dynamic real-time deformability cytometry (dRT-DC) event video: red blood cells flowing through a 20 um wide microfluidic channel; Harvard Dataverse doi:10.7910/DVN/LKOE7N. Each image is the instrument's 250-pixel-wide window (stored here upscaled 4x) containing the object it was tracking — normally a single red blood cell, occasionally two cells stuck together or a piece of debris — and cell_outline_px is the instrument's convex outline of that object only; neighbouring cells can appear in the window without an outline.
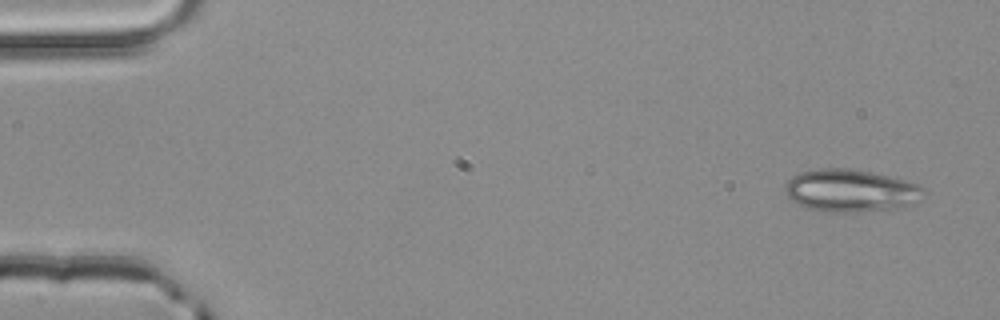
{"species": "common noctule bat (a hibernating species)", "species_latin": "Nyctalus noctula", "temperature_condition": "room temperature", "stored_images_in_passage": 4, "camera_frame_rate_fps": 3000, "um_per_image_px": 0.085, "animal": {"sex": "male", "body_mass_g": 20.4}, "frame": {"image": 1, "passage_image": 1, "time_ms": 0.0, "image_size_px": [1000, 320], "cell_outline_px": [[928, 192], [920, 200], [912, 204], [900, 208], [844, 212], [832, 212], [808, 208], [796, 204], [784, 192], [784, 184], [792, 176], [800, 172], [820, 168], [848, 168], [872, 172], [908, 180], [920, 184]], "centroid_in_image_um": [72.35, 16.19], "position_along_channel_um": 12.7, "area_um2": 34.74}}